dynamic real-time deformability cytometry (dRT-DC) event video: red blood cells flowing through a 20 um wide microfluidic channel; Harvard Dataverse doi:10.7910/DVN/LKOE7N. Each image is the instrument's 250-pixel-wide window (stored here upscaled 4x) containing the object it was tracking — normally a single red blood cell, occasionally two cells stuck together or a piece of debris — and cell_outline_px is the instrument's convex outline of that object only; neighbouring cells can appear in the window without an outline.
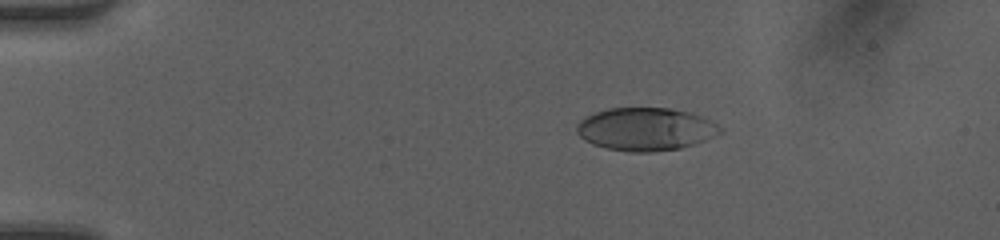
{"species": "human", "species_latin": "Homo sapiens", "temperature_condition": "room temperature", "stored_images_in_passage": 7, "camera_frame_rate_fps": 3000, "um_per_image_px": 0.085, "donor": {"sex": "female"}, "frame": {"image": 1, "passage_image": 4, "time_ms": 1.0, "image_size_px": [1000, 240], "cell_outline_px": [[724, 132], [704, 140], [680, 148], [648, 152], [628, 152], [604, 148], [592, 144], [584, 140], [576, 132], [576, 124], [580, 120], [596, 112], [608, 108], [668, 108], [692, 112], [724, 128]], "centroid_in_image_um": [54.86, 10.98], "position_along_channel_um": 30.1, "area_um2": 35.89}}
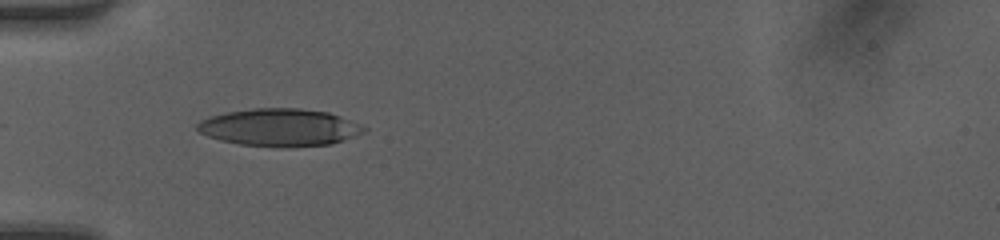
{"frame": {"image": 2, "passage_image": 6, "time_ms": 1.667, "image_size_px": [1000, 240], "cell_outline_px": [[368, 128], [364, 132], [356, 136], [332, 144], [288, 148], [240, 144], [220, 140], [196, 132], [196, 124], [200, 120], [208, 116], [228, 112], [252, 108], [300, 108], [328, 112], [340, 116], [360, 124]], "centroid_in_image_um": [23.75, 10.84], "position_along_channel_um": 61.2, "area_um2": 36.82}}
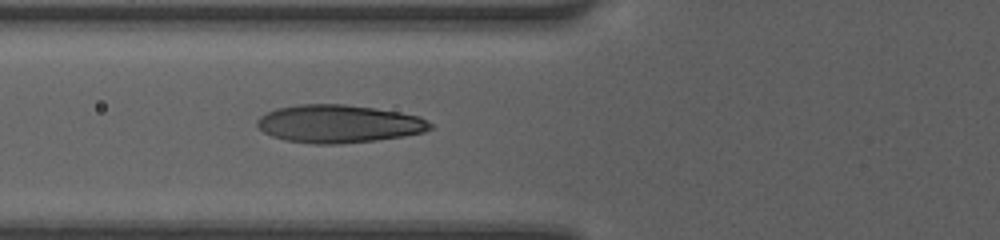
{"frame": {"image": 3, "passage_image": 7, "time_ms": 2.0, "image_size_px": [1000, 240], "cell_outline_px": [[432, 128], [424, 132], [404, 136], [376, 140], [336, 144], [312, 144], [284, 140], [272, 136], [264, 132], [256, 124], [256, 120], [260, 116], [276, 108], [296, 104], [344, 104], [400, 112], [420, 116], [432, 124]], "centroid_in_image_um": [28.78, 10.52], "position_along_channel_um": 97.0, "area_um2": 38.32}}